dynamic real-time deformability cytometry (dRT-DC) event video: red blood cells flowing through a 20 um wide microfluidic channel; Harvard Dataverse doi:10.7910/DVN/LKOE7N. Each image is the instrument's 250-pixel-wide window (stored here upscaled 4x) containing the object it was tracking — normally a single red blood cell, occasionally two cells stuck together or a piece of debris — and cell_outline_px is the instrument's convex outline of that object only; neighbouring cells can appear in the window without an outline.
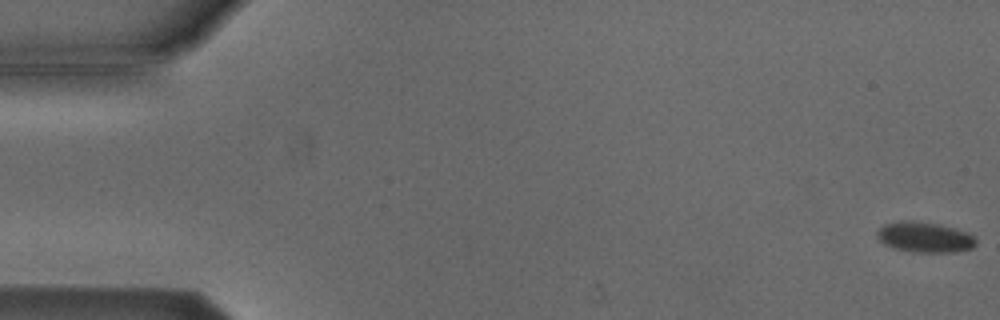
{"species": "Egyptian fruit bat (a non-hibernating species)", "species_latin": "Rousettus aegyptiacus", "temperature_condition": "cold", "stored_images_in_passage": 52, "camera_frame_rate_fps": 3000, "um_per_image_px": 0.085, "animal": {"sex": "male"}, "frame": {"image": 1, "passage_image": 1, "time_ms": 0.0, "image_size_px": [1000, 320], "cell_outline_px": [[976, 244], [972, 248], [952, 252], [912, 252], [892, 248], [884, 244], [876, 236], [876, 232], [884, 224], [900, 220], [912, 220], [940, 224], [956, 228], [968, 232], [976, 236]], "centroid_in_image_um": [78.6, 20.15], "position_along_channel_um": 6.4, "area_um2": 17.86}}
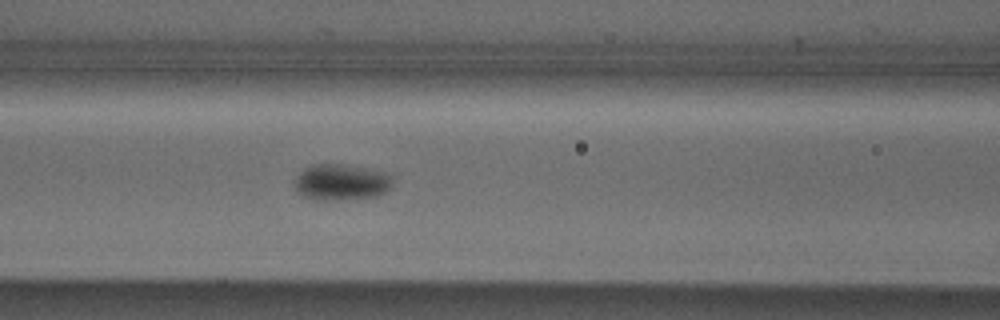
{"frame": {"image": 2, "passage_image": 23, "time_ms": 7.333, "image_size_px": [1000, 320], "cell_outline_px": [[392, 188], [376, 196], [324, 200], [316, 200], [304, 196], [296, 192], [296, 176], [304, 168], [312, 164], [340, 164], [388, 172], [392, 176]], "centroid_in_image_um": [29.01, 15.47], "position_along_channel_um": 137.6, "area_um2": 20.52}}
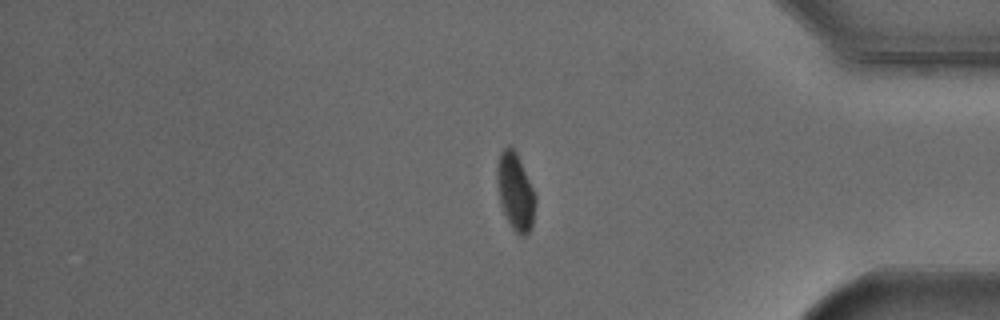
{"frame": {"image": 3, "passage_image": 45, "time_ms": 14.667, "image_size_px": [1000, 320], "cell_outline_px": [[536, 200], [532, 228], [524, 236], [520, 236], [512, 228], [504, 212], [500, 200], [496, 176], [496, 168], [500, 152], [508, 144], [516, 152], [536, 196]], "centroid_in_image_um": [43.81, 16.29], "position_along_channel_um": 391.4, "area_um2": 17.05}}